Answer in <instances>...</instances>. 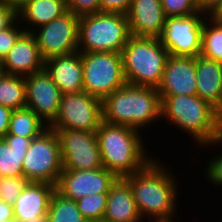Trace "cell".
I'll list each match as a JSON object with an SVG mask.
<instances>
[{
  "mask_svg": "<svg viewBox=\"0 0 222 222\" xmlns=\"http://www.w3.org/2000/svg\"><path fill=\"white\" fill-rule=\"evenodd\" d=\"M78 21L79 16L68 10L50 23L39 26L31 32L44 60L79 51Z\"/></svg>",
  "mask_w": 222,
  "mask_h": 222,
  "instance_id": "cell-11",
  "label": "cell"
},
{
  "mask_svg": "<svg viewBox=\"0 0 222 222\" xmlns=\"http://www.w3.org/2000/svg\"><path fill=\"white\" fill-rule=\"evenodd\" d=\"M132 0H100V12L121 13L126 15Z\"/></svg>",
  "mask_w": 222,
  "mask_h": 222,
  "instance_id": "cell-34",
  "label": "cell"
},
{
  "mask_svg": "<svg viewBox=\"0 0 222 222\" xmlns=\"http://www.w3.org/2000/svg\"><path fill=\"white\" fill-rule=\"evenodd\" d=\"M32 140L19 135L0 138V173L3 177L24 176L22 162Z\"/></svg>",
  "mask_w": 222,
  "mask_h": 222,
  "instance_id": "cell-23",
  "label": "cell"
},
{
  "mask_svg": "<svg viewBox=\"0 0 222 222\" xmlns=\"http://www.w3.org/2000/svg\"><path fill=\"white\" fill-rule=\"evenodd\" d=\"M144 220V221H143ZM159 222V221H157V220H153V219H150V218H148V217H145V216H139V217H137L136 219H134V220H131V221H129V222Z\"/></svg>",
  "mask_w": 222,
  "mask_h": 222,
  "instance_id": "cell-42",
  "label": "cell"
},
{
  "mask_svg": "<svg viewBox=\"0 0 222 222\" xmlns=\"http://www.w3.org/2000/svg\"><path fill=\"white\" fill-rule=\"evenodd\" d=\"M130 37L127 15L98 12L79 17L78 50L80 52L121 53Z\"/></svg>",
  "mask_w": 222,
  "mask_h": 222,
  "instance_id": "cell-6",
  "label": "cell"
},
{
  "mask_svg": "<svg viewBox=\"0 0 222 222\" xmlns=\"http://www.w3.org/2000/svg\"><path fill=\"white\" fill-rule=\"evenodd\" d=\"M141 131L101 121L96 130L102 166L118 178L144 169L155 155H151Z\"/></svg>",
  "mask_w": 222,
  "mask_h": 222,
  "instance_id": "cell-2",
  "label": "cell"
},
{
  "mask_svg": "<svg viewBox=\"0 0 222 222\" xmlns=\"http://www.w3.org/2000/svg\"><path fill=\"white\" fill-rule=\"evenodd\" d=\"M207 17L217 23H222V0L212 9Z\"/></svg>",
  "mask_w": 222,
  "mask_h": 222,
  "instance_id": "cell-39",
  "label": "cell"
},
{
  "mask_svg": "<svg viewBox=\"0 0 222 222\" xmlns=\"http://www.w3.org/2000/svg\"><path fill=\"white\" fill-rule=\"evenodd\" d=\"M5 222H19V221L15 220V219H12V220L5 221Z\"/></svg>",
  "mask_w": 222,
  "mask_h": 222,
  "instance_id": "cell-43",
  "label": "cell"
},
{
  "mask_svg": "<svg viewBox=\"0 0 222 222\" xmlns=\"http://www.w3.org/2000/svg\"><path fill=\"white\" fill-rule=\"evenodd\" d=\"M67 8L77 16L100 12V0H67Z\"/></svg>",
  "mask_w": 222,
  "mask_h": 222,
  "instance_id": "cell-33",
  "label": "cell"
},
{
  "mask_svg": "<svg viewBox=\"0 0 222 222\" xmlns=\"http://www.w3.org/2000/svg\"><path fill=\"white\" fill-rule=\"evenodd\" d=\"M14 219L13 206L0 200V222Z\"/></svg>",
  "mask_w": 222,
  "mask_h": 222,
  "instance_id": "cell-37",
  "label": "cell"
},
{
  "mask_svg": "<svg viewBox=\"0 0 222 222\" xmlns=\"http://www.w3.org/2000/svg\"><path fill=\"white\" fill-rule=\"evenodd\" d=\"M126 15L131 36L158 38L161 35L166 19L161 0H132Z\"/></svg>",
  "mask_w": 222,
  "mask_h": 222,
  "instance_id": "cell-19",
  "label": "cell"
},
{
  "mask_svg": "<svg viewBox=\"0 0 222 222\" xmlns=\"http://www.w3.org/2000/svg\"><path fill=\"white\" fill-rule=\"evenodd\" d=\"M101 110L102 121L141 132L147 127L150 132L151 126L161 121V99L156 87L126 83L101 100Z\"/></svg>",
  "mask_w": 222,
  "mask_h": 222,
  "instance_id": "cell-3",
  "label": "cell"
},
{
  "mask_svg": "<svg viewBox=\"0 0 222 222\" xmlns=\"http://www.w3.org/2000/svg\"><path fill=\"white\" fill-rule=\"evenodd\" d=\"M195 68L197 95L216 107L222 96V63L199 55Z\"/></svg>",
  "mask_w": 222,
  "mask_h": 222,
  "instance_id": "cell-21",
  "label": "cell"
},
{
  "mask_svg": "<svg viewBox=\"0 0 222 222\" xmlns=\"http://www.w3.org/2000/svg\"><path fill=\"white\" fill-rule=\"evenodd\" d=\"M221 144V146H220ZM219 145V147H218ZM205 146V147H204ZM217 147V151L220 153H217L215 155V153H212L214 156H212V159L207 160V164L206 167L203 168V170L205 171L203 174H205L206 176V180L212 184L213 186H215L216 188L220 187V190L222 188V152L219 151L220 149L222 150V137H220L219 139L208 143V144H204L202 146H200V151L201 148H205L208 149L209 147L213 149ZM220 148V149H219Z\"/></svg>",
  "mask_w": 222,
  "mask_h": 222,
  "instance_id": "cell-29",
  "label": "cell"
},
{
  "mask_svg": "<svg viewBox=\"0 0 222 222\" xmlns=\"http://www.w3.org/2000/svg\"><path fill=\"white\" fill-rule=\"evenodd\" d=\"M29 182L24 176L3 177L0 183V200L13 206Z\"/></svg>",
  "mask_w": 222,
  "mask_h": 222,
  "instance_id": "cell-30",
  "label": "cell"
},
{
  "mask_svg": "<svg viewBox=\"0 0 222 222\" xmlns=\"http://www.w3.org/2000/svg\"><path fill=\"white\" fill-rule=\"evenodd\" d=\"M16 18V12L0 2V31L9 26Z\"/></svg>",
  "mask_w": 222,
  "mask_h": 222,
  "instance_id": "cell-35",
  "label": "cell"
},
{
  "mask_svg": "<svg viewBox=\"0 0 222 222\" xmlns=\"http://www.w3.org/2000/svg\"><path fill=\"white\" fill-rule=\"evenodd\" d=\"M161 122L182 130L191 137L196 148L222 137V125L215 115V107L198 95H160Z\"/></svg>",
  "mask_w": 222,
  "mask_h": 222,
  "instance_id": "cell-4",
  "label": "cell"
},
{
  "mask_svg": "<svg viewBox=\"0 0 222 222\" xmlns=\"http://www.w3.org/2000/svg\"><path fill=\"white\" fill-rule=\"evenodd\" d=\"M202 56L222 63V23L204 21L202 30Z\"/></svg>",
  "mask_w": 222,
  "mask_h": 222,
  "instance_id": "cell-27",
  "label": "cell"
},
{
  "mask_svg": "<svg viewBox=\"0 0 222 222\" xmlns=\"http://www.w3.org/2000/svg\"><path fill=\"white\" fill-rule=\"evenodd\" d=\"M118 177L104 167L98 169H63L56 190L64 197L77 201L85 196L108 193Z\"/></svg>",
  "mask_w": 222,
  "mask_h": 222,
  "instance_id": "cell-13",
  "label": "cell"
},
{
  "mask_svg": "<svg viewBox=\"0 0 222 222\" xmlns=\"http://www.w3.org/2000/svg\"><path fill=\"white\" fill-rule=\"evenodd\" d=\"M0 105L12 110L26 107L25 76L0 71Z\"/></svg>",
  "mask_w": 222,
  "mask_h": 222,
  "instance_id": "cell-25",
  "label": "cell"
},
{
  "mask_svg": "<svg viewBox=\"0 0 222 222\" xmlns=\"http://www.w3.org/2000/svg\"><path fill=\"white\" fill-rule=\"evenodd\" d=\"M130 185L118 178L110 187L103 220L106 222H129L139 217Z\"/></svg>",
  "mask_w": 222,
  "mask_h": 222,
  "instance_id": "cell-22",
  "label": "cell"
},
{
  "mask_svg": "<svg viewBox=\"0 0 222 222\" xmlns=\"http://www.w3.org/2000/svg\"><path fill=\"white\" fill-rule=\"evenodd\" d=\"M207 14L167 17L158 37L169 55L196 58L202 54V30Z\"/></svg>",
  "mask_w": 222,
  "mask_h": 222,
  "instance_id": "cell-9",
  "label": "cell"
},
{
  "mask_svg": "<svg viewBox=\"0 0 222 222\" xmlns=\"http://www.w3.org/2000/svg\"><path fill=\"white\" fill-rule=\"evenodd\" d=\"M67 11V0H30L16 12V16L25 32H32Z\"/></svg>",
  "mask_w": 222,
  "mask_h": 222,
  "instance_id": "cell-20",
  "label": "cell"
},
{
  "mask_svg": "<svg viewBox=\"0 0 222 222\" xmlns=\"http://www.w3.org/2000/svg\"><path fill=\"white\" fill-rule=\"evenodd\" d=\"M44 70L62 95L84 91L82 52L50 57L44 60Z\"/></svg>",
  "mask_w": 222,
  "mask_h": 222,
  "instance_id": "cell-18",
  "label": "cell"
},
{
  "mask_svg": "<svg viewBox=\"0 0 222 222\" xmlns=\"http://www.w3.org/2000/svg\"><path fill=\"white\" fill-rule=\"evenodd\" d=\"M43 69L44 59L31 32H24L0 63L1 72L20 76L31 75Z\"/></svg>",
  "mask_w": 222,
  "mask_h": 222,
  "instance_id": "cell-16",
  "label": "cell"
},
{
  "mask_svg": "<svg viewBox=\"0 0 222 222\" xmlns=\"http://www.w3.org/2000/svg\"><path fill=\"white\" fill-rule=\"evenodd\" d=\"M13 110L9 107L0 105V138L8 134L10 117Z\"/></svg>",
  "mask_w": 222,
  "mask_h": 222,
  "instance_id": "cell-36",
  "label": "cell"
},
{
  "mask_svg": "<svg viewBox=\"0 0 222 222\" xmlns=\"http://www.w3.org/2000/svg\"><path fill=\"white\" fill-rule=\"evenodd\" d=\"M47 216L48 222H87L76 201L64 197L56 189L51 196Z\"/></svg>",
  "mask_w": 222,
  "mask_h": 222,
  "instance_id": "cell-26",
  "label": "cell"
},
{
  "mask_svg": "<svg viewBox=\"0 0 222 222\" xmlns=\"http://www.w3.org/2000/svg\"><path fill=\"white\" fill-rule=\"evenodd\" d=\"M26 107L33 110L48 126L59 112L61 92L43 69L25 76Z\"/></svg>",
  "mask_w": 222,
  "mask_h": 222,
  "instance_id": "cell-14",
  "label": "cell"
},
{
  "mask_svg": "<svg viewBox=\"0 0 222 222\" xmlns=\"http://www.w3.org/2000/svg\"><path fill=\"white\" fill-rule=\"evenodd\" d=\"M108 193L85 196L76 201L79 211L87 222L103 220Z\"/></svg>",
  "mask_w": 222,
  "mask_h": 222,
  "instance_id": "cell-28",
  "label": "cell"
},
{
  "mask_svg": "<svg viewBox=\"0 0 222 222\" xmlns=\"http://www.w3.org/2000/svg\"><path fill=\"white\" fill-rule=\"evenodd\" d=\"M3 180V175L0 173V183L2 182Z\"/></svg>",
  "mask_w": 222,
  "mask_h": 222,
  "instance_id": "cell-44",
  "label": "cell"
},
{
  "mask_svg": "<svg viewBox=\"0 0 222 222\" xmlns=\"http://www.w3.org/2000/svg\"><path fill=\"white\" fill-rule=\"evenodd\" d=\"M215 115L218 122L222 125V96L219 103L215 107Z\"/></svg>",
  "mask_w": 222,
  "mask_h": 222,
  "instance_id": "cell-41",
  "label": "cell"
},
{
  "mask_svg": "<svg viewBox=\"0 0 222 222\" xmlns=\"http://www.w3.org/2000/svg\"><path fill=\"white\" fill-rule=\"evenodd\" d=\"M101 121V99L82 91L61 96L57 117L48 127L96 132Z\"/></svg>",
  "mask_w": 222,
  "mask_h": 222,
  "instance_id": "cell-10",
  "label": "cell"
},
{
  "mask_svg": "<svg viewBox=\"0 0 222 222\" xmlns=\"http://www.w3.org/2000/svg\"><path fill=\"white\" fill-rule=\"evenodd\" d=\"M22 167L24 177L29 181L57 185L63 165L60 142L55 130L48 127L33 138Z\"/></svg>",
  "mask_w": 222,
  "mask_h": 222,
  "instance_id": "cell-8",
  "label": "cell"
},
{
  "mask_svg": "<svg viewBox=\"0 0 222 222\" xmlns=\"http://www.w3.org/2000/svg\"><path fill=\"white\" fill-rule=\"evenodd\" d=\"M90 222H106L104 220H99V221H90Z\"/></svg>",
  "mask_w": 222,
  "mask_h": 222,
  "instance_id": "cell-45",
  "label": "cell"
},
{
  "mask_svg": "<svg viewBox=\"0 0 222 222\" xmlns=\"http://www.w3.org/2000/svg\"><path fill=\"white\" fill-rule=\"evenodd\" d=\"M159 95H197L195 58L169 55Z\"/></svg>",
  "mask_w": 222,
  "mask_h": 222,
  "instance_id": "cell-17",
  "label": "cell"
},
{
  "mask_svg": "<svg viewBox=\"0 0 222 222\" xmlns=\"http://www.w3.org/2000/svg\"><path fill=\"white\" fill-rule=\"evenodd\" d=\"M83 90L103 99L127 83L122 55L117 52H82Z\"/></svg>",
  "mask_w": 222,
  "mask_h": 222,
  "instance_id": "cell-7",
  "label": "cell"
},
{
  "mask_svg": "<svg viewBox=\"0 0 222 222\" xmlns=\"http://www.w3.org/2000/svg\"><path fill=\"white\" fill-rule=\"evenodd\" d=\"M121 55L127 83L158 88L169 57L159 38L131 36Z\"/></svg>",
  "mask_w": 222,
  "mask_h": 222,
  "instance_id": "cell-5",
  "label": "cell"
},
{
  "mask_svg": "<svg viewBox=\"0 0 222 222\" xmlns=\"http://www.w3.org/2000/svg\"><path fill=\"white\" fill-rule=\"evenodd\" d=\"M166 164V161L154 158L144 169L123 179L131 187L140 216L159 222H181L176 214L180 181L172 173L171 164Z\"/></svg>",
  "mask_w": 222,
  "mask_h": 222,
  "instance_id": "cell-1",
  "label": "cell"
},
{
  "mask_svg": "<svg viewBox=\"0 0 222 222\" xmlns=\"http://www.w3.org/2000/svg\"><path fill=\"white\" fill-rule=\"evenodd\" d=\"M56 185L30 181L13 205L14 219L19 222H48V208Z\"/></svg>",
  "mask_w": 222,
  "mask_h": 222,
  "instance_id": "cell-15",
  "label": "cell"
},
{
  "mask_svg": "<svg viewBox=\"0 0 222 222\" xmlns=\"http://www.w3.org/2000/svg\"><path fill=\"white\" fill-rule=\"evenodd\" d=\"M30 0H0L3 4L11 7L15 12H17L21 7H23Z\"/></svg>",
  "mask_w": 222,
  "mask_h": 222,
  "instance_id": "cell-40",
  "label": "cell"
},
{
  "mask_svg": "<svg viewBox=\"0 0 222 222\" xmlns=\"http://www.w3.org/2000/svg\"><path fill=\"white\" fill-rule=\"evenodd\" d=\"M60 142L63 169L85 170L103 167L96 132L55 130Z\"/></svg>",
  "mask_w": 222,
  "mask_h": 222,
  "instance_id": "cell-12",
  "label": "cell"
},
{
  "mask_svg": "<svg viewBox=\"0 0 222 222\" xmlns=\"http://www.w3.org/2000/svg\"><path fill=\"white\" fill-rule=\"evenodd\" d=\"M47 128L48 125L44 123L33 110L24 107L13 110L7 135L35 138Z\"/></svg>",
  "mask_w": 222,
  "mask_h": 222,
  "instance_id": "cell-24",
  "label": "cell"
},
{
  "mask_svg": "<svg viewBox=\"0 0 222 222\" xmlns=\"http://www.w3.org/2000/svg\"><path fill=\"white\" fill-rule=\"evenodd\" d=\"M161 4L166 18L199 12L194 0H161Z\"/></svg>",
  "mask_w": 222,
  "mask_h": 222,
  "instance_id": "cell-32",
  "label": "cell"
},
{
  "mask_svg": "<svg viewBox=\"0 0 222 222\" xmlns=\"http://www.w3.org/2000/svg\"><path fill=\"white\" fill-rule=\"evenodd\" d=\"M220 0H196V6L200 12L209 14Z\"/></svg>",
  "mask_w": 222,
  "mask_h": 222,
  "instance_id": "cell-38",
  "label": "cell"
},
{
  "mask_svg": "<svg viewBox=\"0 0 222 222\" xmlns=\"http://www.w3.org/2000/svg\"><path fill=\"white\" fill-rule=\"evenodd\" d=\"M24 32L25 30L17 18L9 26L0 31V63Z\"/></svg>",
  "mask_w": 222,
  "mask_h": 222,
  "instance_id": "cell-31",
  "label": "cell"
}]
</instances>
